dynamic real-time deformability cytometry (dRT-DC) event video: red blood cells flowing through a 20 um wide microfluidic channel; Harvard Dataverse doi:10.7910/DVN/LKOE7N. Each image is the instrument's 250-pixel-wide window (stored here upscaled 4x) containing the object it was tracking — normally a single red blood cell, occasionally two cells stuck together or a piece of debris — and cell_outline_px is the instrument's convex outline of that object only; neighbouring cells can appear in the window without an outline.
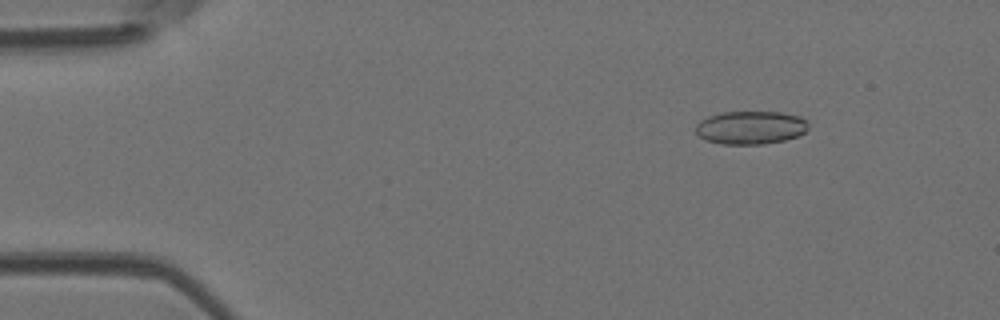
{"species": "Egyptian fruit bat (a non-hibernating species)", "species_latin": "Rousettus aegyptiacus", "temperature_condition": "room temperature", "stored_images_in_passage": 43, "camera_frame_rate_fps": 3000, "um_per_image_px": 0.085, "animal": {"sex": "female"}, "frame": {"image": 1, "passage_image": 1, "time_ms": 0.0, "image_size_px": [1000, 320], "cell_outline_px": [[808, 128], [804, 132], [796, 136], [784, 140], [764, 144], [720, 144], [704, 140], [696, 132], [696, 124], [700, 120], [708, 116], [724, 112], [780, 112], [800, 116], [808, 120]], "centroid_in_image_um": [63.8, 10.84], "position_along_channel_um": 21.2, "area_um2": 21.91}}
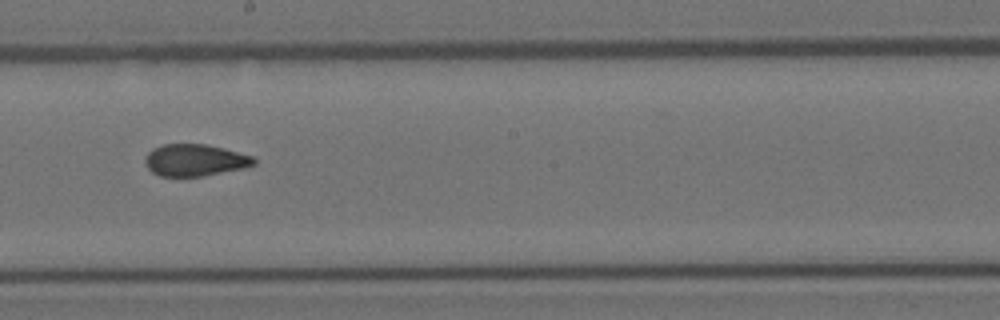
{"frame": {"image": 2, "passage_image": 22, "time_ms": 7.0, "image_size_px": [1000, 320], "cell_outline_px": [[256, 164], [244, 168], [204, 176], [160, 176], [152, 172], [144, 164], [144, 156], [152, 148], [164, 144], [204, 144], [224, 148], [252, 156], [256, 160]], "centroid_in_image_um": [16.54, 13.61], "position_along_channel_um": 231.7, "area_um2": 20.35}}
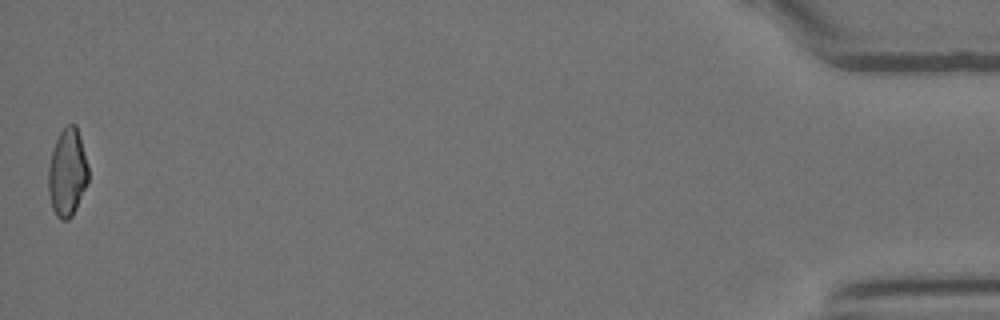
{"frame": {"image": 3, "passage_image": 43, "time_ms": 14.0, "image_size_px": [1000, 320], "cell_outline_px": [[88, 180], [76, 208], [72, 216], [68, 220], [60, 220], [56, 216], [52, 208], [48, 192], [48, 168], [52, 152], [56, 140], [60, 132], [68, 124], [76, 124], [80, 136], [88, 164]], "centroid_in_image_um": [5.72, 14.68], "position_along_channel_um": 429.5, "area_um2": 20.4}, "authors_computed_cell_mechanics": {"area_um2": 21.0392, "velocity_mm_per_s": 4.1791, "shape_relaxation_time_tau1_ms": null, "shape_relaxation_time_tau2_ms": 2.2422, "deformation_change_tau1": null, "deformation_change_tau2": 0.089}}